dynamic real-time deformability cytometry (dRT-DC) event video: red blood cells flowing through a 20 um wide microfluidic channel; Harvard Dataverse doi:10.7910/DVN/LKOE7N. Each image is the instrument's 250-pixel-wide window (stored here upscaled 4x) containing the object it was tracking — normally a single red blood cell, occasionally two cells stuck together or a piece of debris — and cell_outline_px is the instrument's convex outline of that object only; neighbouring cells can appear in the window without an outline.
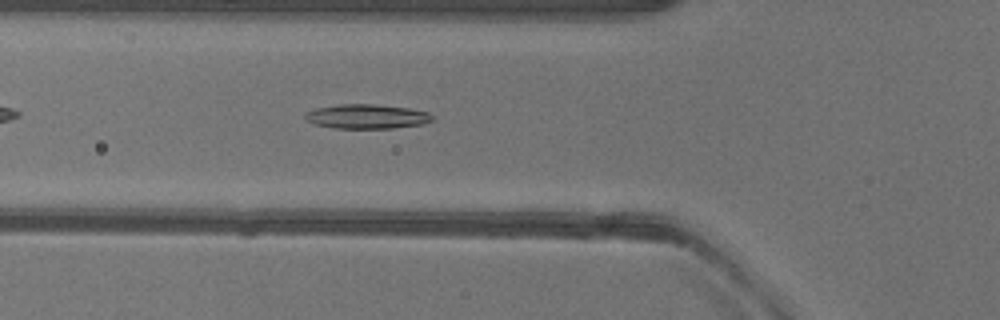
{"species": "common noctule bat (a hibernating species)", "species_latin": "Nyctalus noctula", "temperature_condition": "warm", "stored_images_in_passage": 38, "camera_frame_rate_fps": 3000, "um_per_image_px": 0.085, "animal": {"sex": "female"}, "frame": {"image": 1, "passage_image": 6, "time_ms": 1.667, "image_size_px": [1000, 320], "cell_outline_px": [[432, 120], [424, 124], [392, 128], [332, 128], [316, 124], [308, 120], [304, 116], [304, 112], [316, 108], [336, 104], [372, 104], [408, 108], [428, 112], [432, 116]], "centroid_in_image_um": [31.15, 9.89], "position_along_channel_um": 94.6, "area_um2": 18.03}}
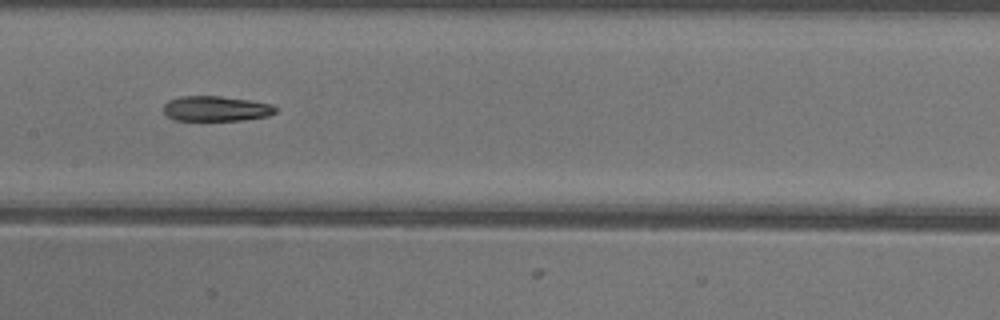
{"frame": {"image": 2, "passage_image": 13, "time_ms": 4.0, "image_size_px": [1000, 320], "cell_outline_px": [[276, 112], [268, 116], [244, 120], [176, 120], [168, 116], [164, 112], [164, 104], [168, 100], [180, 96], [220, 96], [248, 100], [272, 104], [276, 108]], "centroid_in_image_um": [18.36, 9.23], "position_along_channel_um": 189.0, "area_um2": 16.36}}
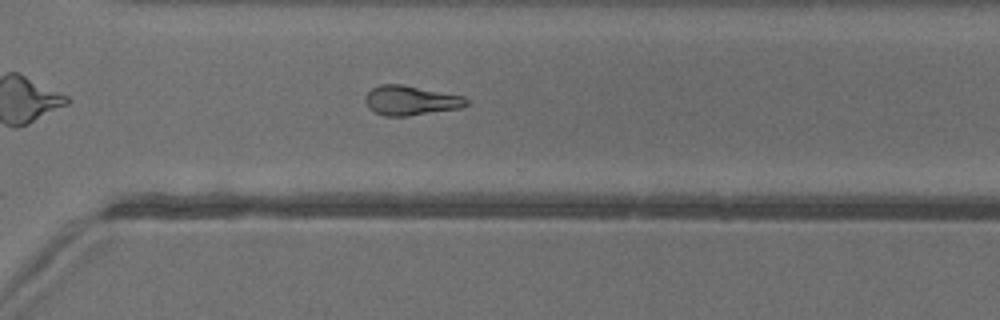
{"frame": {"image": 3, "passage_image": 24, "time_ms": 7.667, "image_size_px": [1000, 320], "cell_outline_px": [[468, 104], [460, 108], [408, 116], [384, 116], [368, 108], [364, 100], [364, 96], [372, 88], [380, 84], [404, 84], [464, 96], [468, 100]], "centroid_in_image_um": [34.89, 8.53], "position_along_channel_um": 335.7, "area_um2": 17.57}, "authors_computed_cell_mechanics": {"area_um2": 17.4845, "velocity_mm_per_s": 4.008, "shape_relaxation_time_tau1_ms": 6.0033, "shape_relaxation_time_tau2_ms": 6.3472, "deformation_change_tau1": 0.2262, "deformation_change_tau2": 0.1831}}